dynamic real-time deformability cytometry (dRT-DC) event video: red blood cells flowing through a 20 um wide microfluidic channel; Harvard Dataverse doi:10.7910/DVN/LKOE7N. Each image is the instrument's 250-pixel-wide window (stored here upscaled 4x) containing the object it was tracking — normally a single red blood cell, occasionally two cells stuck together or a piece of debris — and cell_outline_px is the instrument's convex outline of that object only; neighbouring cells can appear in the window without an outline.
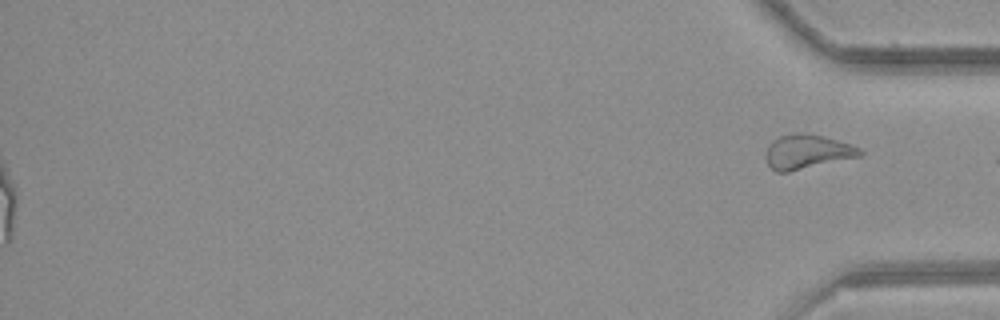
{"species": "common noctule bat (a hibernating species)", "species_latin": "Nyctalus noctula", "temperature_condition": "room temperature", "stored_images_in_passage": 55, "segment_of_instrument_passage": [2, 2], "camera_frame_rate_fps": 3000, "um_per_image_px": 0.085, "animal": {"sex": "female", "body_mass_g": 21.9}, "frame": {"image": 1, "passage_image": 55, "time_ms": 18.0, "image_size_px": [1000, 320], "cell_outline_px": [[864, 152], [860, 156], [788, 172], [776, 172], [768, 164], [764, 156], [768, 144], [772, 140], [780, 136], [824, 136], [852, 144], [860, 148]], "centroid_in_image_um": [68.61, 12.94], "position_along_channel_um": 366.6, "area_um2": 18.26}}